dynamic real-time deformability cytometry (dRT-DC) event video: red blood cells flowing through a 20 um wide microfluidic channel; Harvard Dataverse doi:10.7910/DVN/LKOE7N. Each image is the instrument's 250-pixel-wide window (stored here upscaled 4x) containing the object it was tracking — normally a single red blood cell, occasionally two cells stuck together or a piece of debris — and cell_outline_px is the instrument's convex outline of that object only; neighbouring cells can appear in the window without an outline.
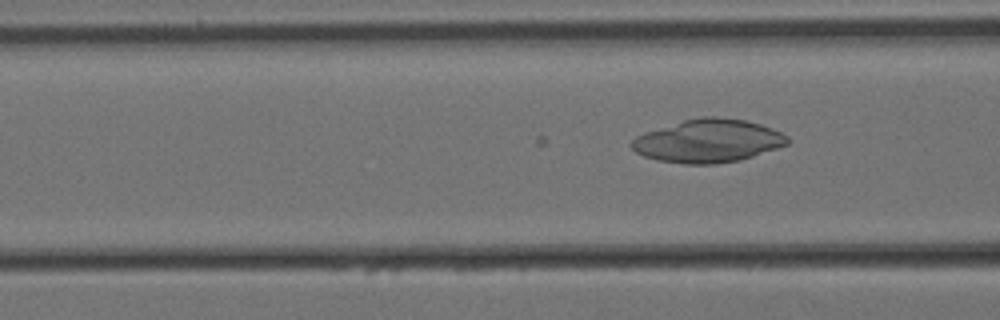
{"species": "Egyptian fruit bat (a non-hibernating species)", "species_latin": "Rousettus aegyptiacus", "temperature_condition": "cold", "stored_images_in_passage": 21, "camera_frame_rate_fps": 3000, "um_per_image_px": 0.085, "animal": {"sex": "female"}, "frame": {"image": 1, "passage_image": 21, "time_ms": 6.667, "image_size_px": [1000, 320], "cell_outline_px": [[792, 140], [788, 144], [740, 160], [716, 164], [684, 164], [656, 160], [644, 156], [636, 152], [628, 144], [636, 136], [644, 132], [684, 120], [700, 116], [716, 116], [744, 120], [760, 124], [772, 128], [788, 136]], "centroid_in_image_um": [60.17, 11.98], "position_along_channel_um": 106.4, "area_um2": 39.3}}